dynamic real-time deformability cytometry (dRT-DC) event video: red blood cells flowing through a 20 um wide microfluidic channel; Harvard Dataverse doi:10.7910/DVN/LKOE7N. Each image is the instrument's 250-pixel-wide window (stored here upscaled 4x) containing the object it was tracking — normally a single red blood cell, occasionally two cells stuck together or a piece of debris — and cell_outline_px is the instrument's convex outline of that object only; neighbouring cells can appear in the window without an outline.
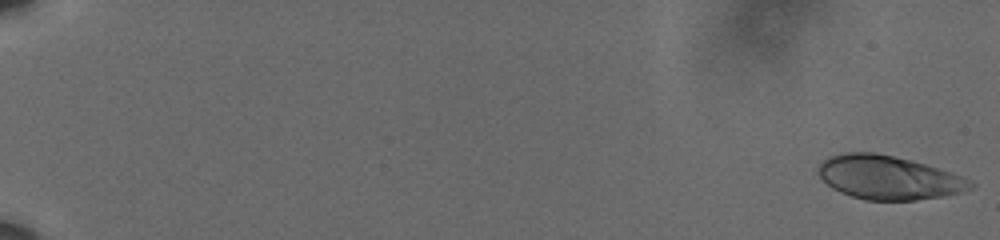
{"species": "human", "species_latin": "Homo sapiens", "temperature_condition": "cold", "stored_images_in_passage": 60, "camera_frame_rate_fps": 3000, "um_per_image_px": 0.085, "donor": {"sex": "male"}, "frame": {"image": 1, "passage_image": 1, "time_ms": 0.0, "image_size_px": [1000, 240], "cell_outline_px": [[976, 184], [972, 188], [960, 192], [940, 196], [912, 200], [864, 200], [840, 192], [832, 188], [820, 176], [820, 164], [828, 156], [844, 152], [876, 152], [924, 164], [972, 180]], "centroid_in_image_um": [75.5, 15.09], "position_along_channel_um": 9.5, "area_um2": 38.15}}
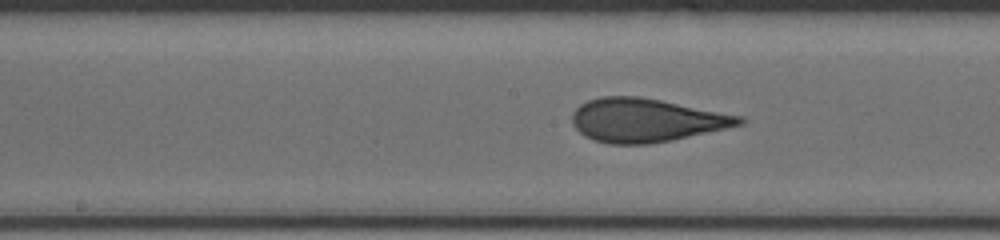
{"frame": {"image": 2, "passage_image": 34, "time_ms": 11.0, "image_size_px": [1000, 240], "cell_outline_px": [[744, 124], [672, 140], [648, 144], [608, 144], [584, 136], [572, 124], [572, 112], [580, 104], [588, 100], [604, 96], [640, 96], [744, 116]], "centroid_in_image_um": [54.91, 10.21], "position_along_channel_um": 193.3, "area_um2": 42.37}}
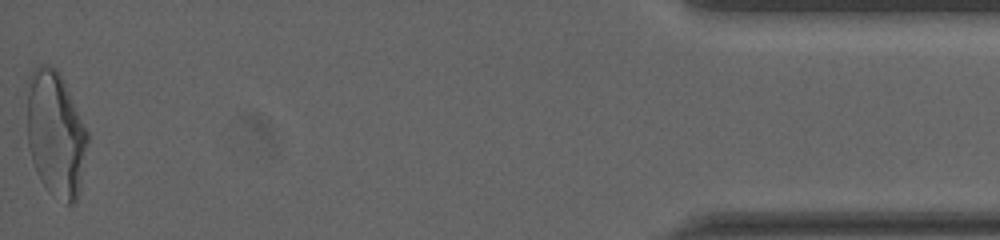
{"frame": {"image": 3, "passage_image": 60, "time_ms": 19.667, "image_size_px": [1000, 240], "cell_outline_px": [[88, 140], [80, 192], [76, 200], [72, 204], [68, 204], [48, 192], [40, 180], [36, 172], [32, 160], [28, 144], [24, 88], [28, 76], [40, 64], [44, 64], [56, 68], [60, 72], [88, 132]], "centroid_in_image_um": [4.69, 11.35], "position_along_channel_um": 430.5, "area_um2": 45.32}, "authors_computed_cell_mechanics": {"area_um2": 41.0958, "velocity_mm_per_s": 3.6178, "shape_relaxation_time_tau1_ms": 7.3863, "shape_relaxation_time_tau2_ms": 0.8843, "deformation_change_tau1": 0.2093, "deformation_change_tau2": 0.0898}}